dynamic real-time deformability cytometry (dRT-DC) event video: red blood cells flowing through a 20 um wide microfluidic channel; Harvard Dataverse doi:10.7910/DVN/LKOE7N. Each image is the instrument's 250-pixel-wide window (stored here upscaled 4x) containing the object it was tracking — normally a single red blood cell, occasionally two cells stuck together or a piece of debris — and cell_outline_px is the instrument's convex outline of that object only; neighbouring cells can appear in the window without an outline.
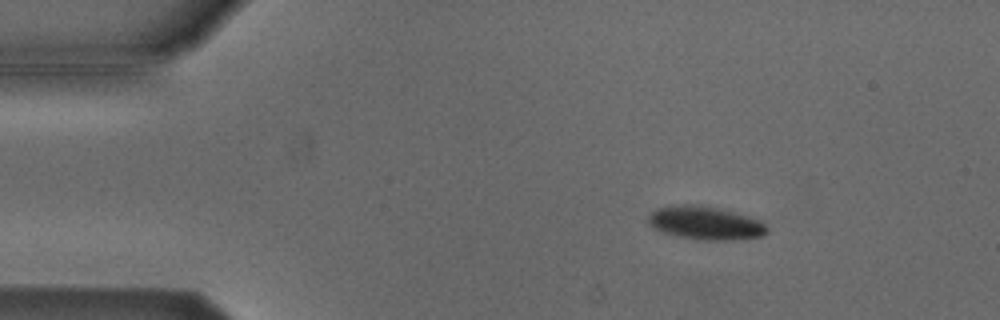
{"species": "Egyptian fruit bat (a non-hibernating species)", "species_latin": "Rousettus aegyptiacus", "temperature_condition": "cold", "stored_images_in_passage": 46, "camera_frame_rate_fps": 3000, "um_per_image_px": 0.085, "animal": {"sex": "male"}, "frame": {"image": 1, "passage_image": 1, "time_ms": 0.0, "image_size_px": [1000, 320], "cell_outline_px": [[768, 232], [764, 236], [732, 240], [696, 240], [676, 236], [652, 228], [648, 224], [648, 216], [656, 208], [684, 204], [692, 204], [716, 208], [748, 216], [760, 220], [768, 228]], "centroid_in_image_um": [59.95, 18.97], "position_along_channel_um": 25.1, "area_um2": 23.06}}
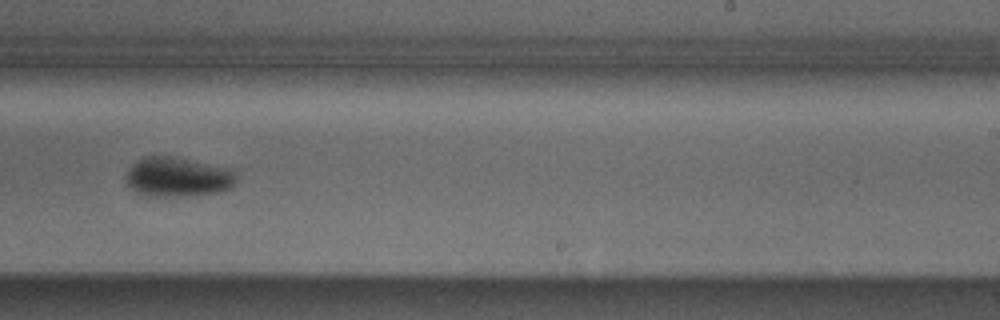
{"frame": {"image": 2, "passage_image": 26, "time_ms": 8.333, "image_size_px": [1000, 320], "cell_outline_px": [[236, 180], [232, 188], [220, 192], [176, 196], [148, 196], [136, 192], [128, 184], [128, 168], [136, 160], [144, 156], [168, 156], [236, 168]], "centroid_in_image_um": [15.17, 15.03], "position_along_channel_um": 273.8, "area_um2": 25.55}}
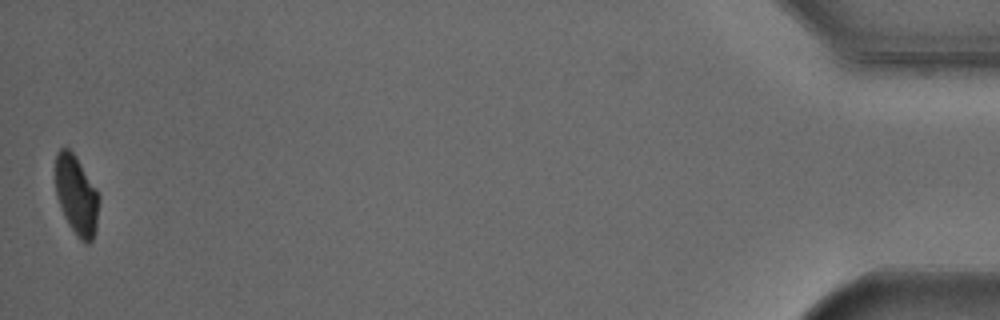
{"frame": {"image": 3, "passage_image": 46, "time_ms": 15.0, "image_size_px": [1000, 320], "cell_outline_px": [[100, 200], [96, 232], [92, 240], [88, 244], [84, 244], [76, 236], [68, 224], [64, 216], [56, 192], [56, 152], [60, 148], [68, 148], [76, 156], [100, 196]], "centroid_in_image_um": [6.52, 16.64], "position_along_channel_um": 428.7, "area_um2": 20.23}, "authors_computed_cell_mechanics": {"area_um2": 23.4957, "velocity_mm_per_s": 3.7998, "shape_relaxation_time_tau1_ms": 3.4967, "shape_relaxation_time_tau2_ms": null, "deformation_change_tau1": 0.1002, "deformation_change_tau2": null}}